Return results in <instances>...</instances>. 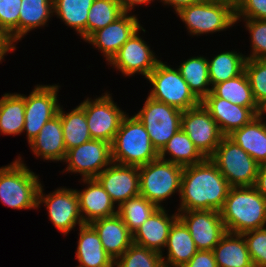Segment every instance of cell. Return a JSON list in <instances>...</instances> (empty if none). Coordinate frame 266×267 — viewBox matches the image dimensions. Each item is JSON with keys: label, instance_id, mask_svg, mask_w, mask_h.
Listing matches in <instances>:
<instances>
[{"label": "cell", "instance_id": "cell-1", "mask_svg": "<svg viewBox=\"0 0 266 267\" xmlns=\"http://www.w3.org/2000/svg\"><path fill=\"white\" fill-rule=\"evenodd\" d=\"M230 188L228 181L210 158L184 167L179 196L181 201L177 211H220Z\"/></svg>", "mask_w": 266, "mask_h": 267}, {"label": "cell", "instance_id": "cell-2", "mask_svg": "<svg viewBox=\"0 0 266 267\" xmlns=\"http://www.w3.org/2000/svg\"><path fill=\"white\" fill-rule=\"evenodd\" d=\"M220 215L226 232L242 234L266 227V199L254 186L231 187Z\"/></svg>", "mask_w": 266, "mask_h": 267}, {"label": "cell", "instance_id": "cell-3", "mask_svg": "<svg viewBox=\"0 0 266 267\" xmlns=\"http://www.w3.org/2000/svg\"><path fill=\"white\" fill-rule=\"evenodd\" d=\"M111 155L112 162L138 167L159 157L143 123L136 115L127 114L111 143Z\"/></svg>", "mask_w": 266, "mask_h": 267}, {"label": "cell", "instance_id": "cell-4", "mask_svg": "<svg viewBox=\"0 0 266 267\" xmlns=\"http://www.w3.org/2000/svg\"><path fill=\"white\" fill-rule=\"evenodd\" d=\"M18 159L0 167V200L13 209H37V196L41 182L38 175Z\"/></svg>", "mask_w": 266, "mask_h": 267}, {"label": "cell", "instance_id": "cell-5", "mask_svg": "<svg viewBox=\"0 0 266 267\" xmlns=\"http://www.w3.org/2000/svg\"><path fill=\"white\" fill-rule=\"evenodd\" d=\"M176 14L193 36L220 32L236 23L235 2L227 0H203L182 8Z\"/></svg>", "mask_w": 266, "mask_h": 267}, {"label": "cell", "instance_id": "cell-6", "mask_svg": "<svg viewBox=\"0 0 266 267\" xmlns=\"http://www.w3.org/2000/svg\"><path fill=\"white\" fill-rule=\"evenodd\" d=\"M140 195L154 203L158 208L161 202L174 193L181 192V178L184 167L157 158L138 167Z\"/></svg>", "mask_w": 266, "mask_h": 267}, {"label": "cell", "instance_id": "cell-7", "mask_svg": "<svg viewBox=\"0 0 266 267\" xmlns=\"http://www.w3.org/2000/svg\"><path fill=\"white\" fill-rule=\"evenodd\" d=\"M210 160L231 187L254 186L259 164L228 136H224Z\"/></svg>", "mask_w": 266, "mask_h": 267}, {"label": "cell", "instance_id": "cell-8", "mask_svg": "<svg viewBox=\"0 0 266 267\" xmlns=\"http://www.w3.org/2000/svg\"><path fill=\"white\" fill-rule=\"evenodd\" d=\"M147 80L153 85L149 97L181 111L198 106L201 102L190 91L179 69L171 68L161 60L149 74Z\"/></svg>", "mask_w": 266, "mask_h": 267}, {"label": "cell", "instance_id": "cell-9", "mask_svg": "<svg viewBox=\"0 0 266 267\" xmlns=\"http://www.w3.org/2000/svg\"><path fill=\"white\" fill-rule=\"evenodd\" d=\"M183 111L147 97L136 114L147 130L153 147L159 153L170 138L181 129Z\"/></svg>", "mask_w": 266, "mask_h": 267}, {"label": "cell", "instance_id": "cell-10", "mask_svg": "<svg viewBox=\"0 0 266 267\" xmlns=\"http://www.w3.org/2000/svg\"><path fill=\"white\" fill-rule=\"evenodd\" d=\"M106 92L92 100L85 99L80 106L85 111L87 126L92 139L112 143L126 112L122 111Z\"/></svg>", "mask_w": 266, "mask_h": 267}, {"label": "cell", "instance_id": "cell-11", "mask_svg": "<svg viewBox=\"0 0 266 267\" xmlns=\"http://www.w3.org/2000/svg\"><path fill=\"white\" fill-rule=\"evenodd\" d=\"M58 85H37L25 95L24 128L28 144L38 135L46 122L58 115L60 104L57 99Z\"/></svg>", "mask_w": 266, "mask_h": 267}, {"label": "cell", "instance_id": "cell-12", "mask_svg": "<svg viewBox=\"0 0 266 267\" xmlns=\"http://www.w3.org/2000/svg\"><path fill=\"white\" fill-rule=\"evenodd\" d=\"M40 184L37 196V208L44 203L48 209L49 220L62 234L67 235L78 224L84 225L80 211L76 189L58 188L45 195Z\"/></svg>", "mask_w": 266, "mask_h": 267}, {"label": "cell", "instance_id": "cell-13", "mask_svg": "<svg viewBox=\"0 0 266 267\" xmlns=\"http://www.w3.org/2000/svg\"><path fill=\"white\" fill-rule=\"evenodd\" d=\"M181 129L205 158H210L214 154L224 137L218 124L202 103L183 111Z\"/></svg>", "mask_w": 266, "mask_h": 267}, {"label": "cell", "instance_id": "cell-14", "mask_svg": "<svg viewBox=\"0 0 266 267\" xmlns=\"http://www.w3.org/2000/svg\"><path fill=\"white\" fill-rule=\"evenodd\" d=\"M64 171L79 173L82 179L96 178L112 163L111 144L99 139H91L67 151Z\"/></svg>", "mask_w": 266, "mask_h": 267}, {"label": "cell", "instance_id": "cell-15", "mask_svg": "<svg viewBox=\"0 0 266 267\" xmlns=\"http://www.w3.org/2000/svg\"><path fill=\"white\" fill-rule=\"evenodd\" d=\"M145 32L141 26L132 36L121 46L116 55L108 63L121 71L124 76H131L139 73L145 78L155 69L160 61L156 58L150 46L139 36V31Z\"/></svg>", "mask_w": 266, "mask_h": 267}, {"label": "cell", "instance_id": "cell-16", "mask_svg": "<svg viewBox=\"0 0 266 267\" xmlns=\"http://www.w3.org/2000/svg\"><path fill=\"white\" fill-rule=\"evenodd\" d=\"M178 218L188 228L197 250L212 251L226 233L220 211H177Z\"/></svg>", "mask_w": 266, "mask_h": 267}, {"label": "cell", "instance_id": "cell-17", "mask_svg": "<svg viewBox=\"0 0 266 267\" xmlns=\"http://www.w3.org/2000/svg\"><path fill=\"white\" fill-rule=\"evenodd\" d=\"M96 179L110 195L116 208L130 198L140 195L138 166L112 162Z\"/></svg>", "mask_w": 266, "mask_h": 267}, {"label": "cell", "instance_id": "cell-18", "mask_svg": "<svg viewBox=\"0 0 266 267\" xmlns=\"http://www.w3.org/2000/svg\"><path fill=\"white\" fill-rule=\"evenodd\" d=\"M136 15L124 12L119 18L103 29L94 32L85 42L91 43L101 51L110 62L121 46L137 31L141 25Z\"/></svg>", "mask_w": 266, "mask_h": 267}, {"label": "cell", "instance_id": "cell-19", "mask_svg": "<svg viewBox=\"0 0 266 267\" xmlns=\"http://www.w3.org/2000/svg\"><path fill=\"white\" fill-rule=\"evenodd\" d=\"M203 106L210 112L224 136L243 127L257 117L259 108L242 107L223 98L216 97L210 92L202 101Z\"/></svg>", "mask_w": 266, "mask_h": 267}, {"label": "cell", "instance_id": "cell-20", "mask_svg": "<svg viewBox=\"0 0 266 267\" xmlns=\"http://www.w3.org/2000/svg\"><path fill=\"white\" fill-rule=\"evenodd\" d=\"M81 180L87 184V187L82 191L76 189V192L79 199V211L84 224H90L94 220L117 214V209H115L110 195L96 178Z\"/></svg>", "mask_w": 266, "mask_h": 267}, {"label": "cell", "instance_id": "cell-21", "mask_svg": "<svg viewBox=\"0 0 266 267\" xmlns=\"http://www.w3.org/2000/svg\"><path fill=\"white\" fill-rule=\"evenodd\" d=\"M164 207L157 208L149 218L132 234L133 243L162 254L166 247L169 230L178 213L168 216Z\"/></svg>", "mask_w": 266, "mask_h": 267}, {"label": "cell", "instance_id": "cell-22", "mask_svg": "<svg viewBox=\"0 0 266 267\" xmlns=\"http://www.w3.org/2000/svg\"><path fill=\"white\" fill-rule=\"evenodd\" d=\"M90 225L98 233L105 251L116 261L132 244V233L116 214L94 220Z\"/></svg>", "mask_w": 266, "mask_h": 267}, {"label": "cell", "instance_id": "cell-23", "mask_svg": "<svg viewBox=\"0 0 266 267\" xmlns=\"http://www.w3.org/2000/svg\"><path fill=\"white\" fill-rule=\"evenodd\" d=\"M36 157L50 161H64L67 150L64 144L61 118L55 116L42 127L38 135L29 143Z\"/></svg>", "mask_w": 266, "mask_h": 267}, {"label": "cell", "instance_id": "cell-24", "mask_svg": "<svg viewBox=\"0 0 266 267\" xmlns=\"http://www.w3.org/2000/svg\"><path fill=\"white\" fill-rule=\"evenodd\" d=\"M76 267H115V261L105 251L98 233L90 224L79 226Z\"/></svg>", "mask_w": 266, "mask_h": 267}, {"label": "cell", "instance_id": "cell-25", "mask_svg": "<svg viewBox=\"0 0 266 267\" xmlns=\"http://www.w3.org/2000/svg\"><path fill=\"white\" fill-rule=\"evenodd\" d=\"M165 248L168 254L163 257L162 253L164 267H184L198 251L188 228L179 218L171 225Z\"/></svg>", "mask_w": 266, "mask_h": 267}, {"label": "cell", "instance_id": "cell-26", "mask_svg": "<svg viewBox=\"0 0 266 267\" xmlns=\"http://www.w3.org/2000/svg\"><path fill=\"white\" fill-rule=\"evenodd\" d=\"M228 137L248 153L259 165L266 164V121L258 116L234 130Z\"/></svg>", "mask_w": 266, "mask_h": 267}, {"label": "cell", "instance_id": "cell-27", "mask_svg": "<svg viewBox=\"0 0 266 267\" xmlns=\"http://www.w3.org/2000/svg\"><path fill=\"white\" fill-rule=\"evenodd\" d=\"M212 251L218 267H254L242 234L226 232Z\"/></svg>", "mask_w": 266, "mask_h": 267}, {"label": "cell", "instance_id": "cell-28", "mask_svg": "<svg viewBox=\"0 0 266 267\" xmlns=\"http://www.w3.org/2000/svg\"><path fill=\"white\" fill-rule=\"evenodd\" d=\"M167 154L172 158L167 159ZM159 158L182 167L199 164L206 159L182 129L178 130L166 143L159 152Z\"/></svg>", "mask_w": 266, "mask_h": 267}, {"label": "cell", "instance_id": "cell-29", "mask_svg": "<svg viewBox=\"0 0 266 267\" xmlns=\"http://www.w3.org/2000/svg\"><path fill=\"white\" fill-rule=\"evenodd\" d=\"M94 0H53L54 15L87 40V20Z\"/></svg>", "mask_w": 266, "mask_h": 267}, {"label": "cell", "instance_id": "cell-30", "mask_svg": "<svg viewBox=\"0 0 266 267\" xmlns=\"http://www.w3.org/2000/svg\"><path fill=\"white\" fill-rule=\"evenodd\" d=\"M25 95L5 93L0 99V132L19 135L24 128Z\"/></svg>", "mask_w": 266, "mask_h": 267}, {"label": "cell", "instance_id": "cell-31", "mask_svg": "<svg viewBox=\"0 0 266 267\" xmlns=\"http://www.w3.org/2000/svg\"><path fill=\"white\" fill-rule=\"evenodd\" d=\"M181 76L189 86L190 91L201 102L212 90L208 59L203 56L191 57L180 64Z\"/></svg>", "mask_w": 266, "mask_h": 267}, {"label": "cell", "instance_id": "cell-32", "mask_svg": "<svg viewBox=\"0 0 266 267\" xmlns=\"http://www.w3.org/2000/svg\"><path fill=\"white\" fill-rule=\"evenodd\" d=\"M58 115L61 118L64 144L67 151L92 139L87 126L85 111L80 105L69 113H65L60 106Z\"/></svg>", "mask_w": 266, "mask_h": 267}, {"label": "cell", "instance_id": "cell-33", "mask_svg": "<svg viewBox=\"0 0 266 267\" xmlns=\"http://www.w3.org/2000/svg\"><path fill=\"white\" fill-rule=\"evenodd\" d=\"M211 92L216 97L223 98L233 104L248 108H259L245 71L235 78L214 85Z\"/></svg>", "mask_w": 266, "mask_h": 267}, {"label": "cell", "instance_id": "cell-34", "mask_svg": "<svg viewBox=\"0 0 266 267\" xmlns=\"http://www.w3.org/2000/svg\"><path fill=\"white\" fill-rule=\"evenodd\" d=\"M246 56L235 51L222 52L208 60L211 87L235 78L245 71Z\"/></svg>", "mask_w": 266, "mask_h": 267}, {"label": "cell", "instance_id": "cell-35", "mask_svg": "<svg viewBox=\"0 0 266 267\" xmlns=\"http://www.w3.org/2000/svg\"><path fill=\"white\" fill-rule=\"evenodd\" d=\"M19 14V41L31 30L45 26L53 16V0H22Z\"/></svg>", "mask_w": 266, "mask_h": 267}, {"label": "cell", "instance_id": "cell-36", "mask_svg": "<svg viewBox=\"0 0 266 267\" xmlns=\"http://www.w3.org/2000/svg\"><path fill=\"white\" fill-rule=\"evenodd\" d=\"M158 207L144 196L130 198L117 207V215L133 234Z\"/></svg>", "mask_w": 266, "mask_h": 267}, {"label": "cell", "instance_id": "cell-37", "mask_svg": "<svg viewBox=\"0 0 266 267\" xmlns=\"http://www.w3.org/2000/svg\"><path fill=\"white\" fill-rule=\"evenodd\" d=\"M124 11L118 0H94L87 20V39L119 18Z\"/></svg>", "mask_w": 266, "mask_h": 267}, {"label": "cell", "instance_id": "cell-38", "mask_svg": "<svg viewBox=\"0 0 266 267\" xmlns=\"http://www.w3.org/2000/svg\"><path fill=\"white\" fill-rule=\"evenodd\" d=\"M116 267H164L162 254L132 244L116 261Z\"/></svg>", "mask_w": 266, "mask_h": 267}, {"label": "cell", "instance_id": "cell-39", "mask_svg": "<svg viewBox=\"0 0 266 267\" xmlns=\"http://www.w3.org/2000/svg\"><path fill=\"white\" fill-rule=\"evenodd\" d=\"M22 0H0V31L8 38L11 45L19 40V14Z\"/></svg>", "mask_w": 266, "mask_h": 267}, {"label": "cell", "instance_id": "cell-40", "mask_svg": "<svg viewBox=\"0 0 266 267\" xmlns=\"http://www.w3.org/2000/svg\"><path fill=\"white\" fill-rule=\"evenodd\" d=\"M245 72L249 79L254 99L259 105L266 99V59H247Z\"/></svg>", "mask_w": 266, "mask_h": 267}, {"label": "cell", "instance_id": "cell-41", "mask_svg": "<svg viewBox=\"0 0 266 267\" xmlns=\"http://www.w3.org/2000/svg\"><path fill=\"white\" fill-rule=\"evenodd\" d=\"M254 267H266V227L242 233Z\"/></svg>", "mask_w": 266, "mask_h": 267}, {"label": "cell", "instance_id": "cell-42", "mask_svg": "<svg viewBox=\"0 0 266 267\" xmlns=\"http://www.w3.org/2000/svg\"><path fill=\"white\" fill-rule=\"evenodd\" d=\"M251 35V54L247 59H266V20L242 19Z\"/></svg>", "mask_w": 266, "mask_h": 267}, {"label": "cell", "instance_id": "cell-43", "mask_svg": "<svg viewBox=\"0 0 266 267\" xmlns=\"http://www.w3.org/2000/svg\"><path fill=\"white\" fill-rule=\"evenodd\" d=\"M266 20V0H236L235 18Z\"/></svg>", "mask_w": 266, "mask_h": 267}, {"label": "cell", "instance_id": "cell-44", "mask_svg": "<svg viewBox=\"0 0 266 267\" xmlns=\"http://www.w3.org/2000/svg\"><path fill=\"white\" fill-rule=\"evenodd\" d=\"M184 267H218L213 251L198 250Z\"/></svg>", "mask_w": 266, "mask_h": 267}, {"label": "cell", "instance_id": "cell-45", "mask_svg": "<svg viewBox=\"0 0 266 267\" xmlns=\"http://www.w3.org/2000/svg\"><path fill=\"white\" fill-rule=\"evenodd\" d=\"M254 187L266 199V164L259 166Z\"/></svg>", "mask_w": 266, "mask_h": 267}, {"label": "cell", "instance_id": "cell-46", "mask_svg": "<svg viewBox=\"0 0 266 267\" xmlns=\"http://www.w3.org/2000/svg\"><path fill=\"white\" fill-rule=\"evenodd\" d=\"M203 0H161L163 4L171 5L174 7L175 13L181 10L184 7L200 3Z\"/></svg>", "mask_w": 266, "mask_h": 267}, {"label": "cell", "instance_id": "cell-47", "mask_svg": "<svg viewBox=\"0 0 266 267\" xmlns=\"http://www.w3.org/2000/svg\"><path fill=\"white\" fill-rule=\"evenodd\" d=\"M124 12H131L136 5L151 4L154 0H118Z\"/></svg>", "mask_w": 266, "mask_h": 267}, {"label": "cell", "instance_id": "cell-48", "mask_svg": "<svg viewBox=\"0 0 266 267\" xmlns=\"http://www.w3.org/2000/svg\"><path fill=\"white\" fill-rule=\"evenodd\" d=\"M16 50L8 40L6 36H0V62L4 59V56L10 51Z\"/></svg>", "mask_w": 266, "mask_h": 267}, {"label": "cell", "instance_id": "cell-49", "mask_svg": "<svg viewBox=\"0 0 266 267\" xmlns=\"http://www.w3.org/2000/svg\"><path fill=\"white\" fill-rule=\"evenodd\" d=\"M264 113H266V99L259 104L257 116L263 119Z\"/></svg>", "mask_w": 266, "mask_h": 267}]
</instances>
